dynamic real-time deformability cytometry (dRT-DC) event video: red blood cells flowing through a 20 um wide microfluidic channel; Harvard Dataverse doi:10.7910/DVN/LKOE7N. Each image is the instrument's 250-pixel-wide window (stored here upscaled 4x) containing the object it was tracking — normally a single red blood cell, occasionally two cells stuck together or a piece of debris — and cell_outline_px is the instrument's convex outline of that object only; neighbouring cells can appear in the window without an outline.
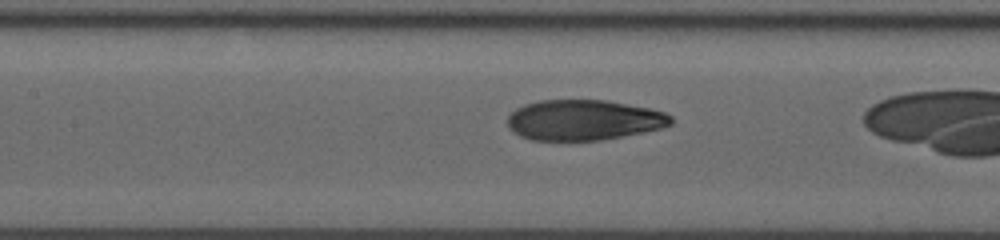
{"species": "human", "species_latin": "Homo sapiens", "temperature_condition": "room temperature", "stored_images_in_passage": 40, "camera_frame_rate_fps": 3000, "um_per_image_px": 0.085, "donor": {"sex": "male"}, "frame": {"image": 1, "passage_image": 23, "time_ms": 7.333, "image_size_px": [1000, 240], "cell_outline_px": [[672, 124], [660, 128], [600, 140], [532, 140], [520, 136], [512, 132], [508, 128], [508, 116], [516, 108], [524, 104], [540, 100], [604, 100], [648, 108], [664, 112], [672, 116]], "centroid_in_image_um": [49.56, 10.2], "position_along_channel_um": 157.8, "area_um2": 38.26}}
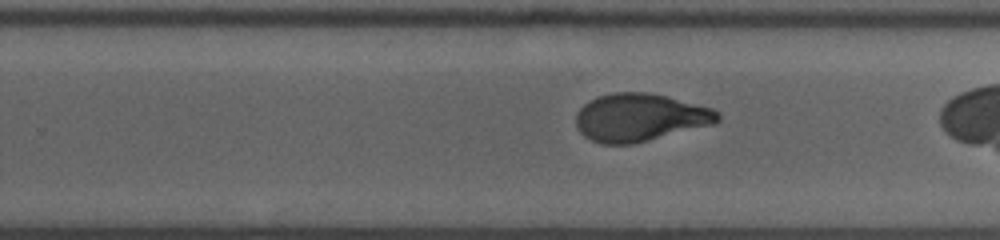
{"frame": {"image": 2, "passage_image": 32, "time_ms": 10.333, "image_size_px": [1000, 240], "cell_outline_px": [[720, 120], [716, 124], [632, 144], [600, 144], [584, 136], [576, 128], [576, 112], [584, 104], [596, 96], [612, 92], [648, 92], [668, 96], [712, 108], [720, 112]], "centroid_in_image_um": [54.4, 9.98], "position_along_channel_um": 275.4, "area_um2": 39.88}}